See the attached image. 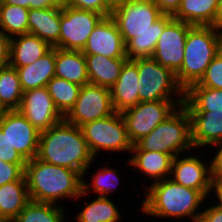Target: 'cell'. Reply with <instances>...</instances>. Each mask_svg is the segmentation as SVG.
<instances>
[{
    "instance_id": "cell-1",
    "label": "cell",
    "mask_w": 222,
    "mask_h": 222,
    "mask_svg": "<svg viewBox=\"0 0 222 222\" xmlns=\"http://www.w3.org/2000/svg\"><path fill=\"white\" fill-rule=\"evenodd\" d=\"M126 45L128 60L152 57L164 27L173 19L150 0H129L110 15Z\"/></svg>"
},
{
    "instance_id": "cell-6",
    "label": "cell",
    "mask_w": 222,
    "mask_h": 222,
    "mask_svg": "<svg viewBox=\"0 0 222 222\" xmlns=\"http://www.w3.org/2000/svg\"><path fill=\"white\" fill-rule=\"evenodd\" d=\"M194 151L187 109L179 106L165 121L137 141L131 150L159 151L173 157Z\"/></svg>"
},
{
    "instance_id": "cell-44",
    "label": "cell",
    "mask_w": 222,
    "mask_h": 222,
    "mask_svg": "<svg viewBox=\"0 0 222 222\" xmlns=\"http://www.w3.org/2000/svg\"><path fill=\"white\" fill-rule=\"evenodd\" d=\"M212 193L215 194V203L222 208V183H213Z\"/></svg>"
},
{
    "instance_id": "cell-12",
    "label": "cell",
    "mask_w": 222,
    "mask_h": 222,
    "mask_svg": "<svg viewBox=\"0 0 222 222\" xmlns=\"http://www.w3.org/2000/svg\"><path fill=\"white\" fill-rule=\"evenodd\" d=\"M194 152L174 157L169 178L182 186L199 190L210 201L209 196H212L213 189L210 161L206 160L207 157L203 160V155L200 158V155H193Z\"/></svg>"
},
{
    "instance_id": "cell-20",
    "label": "cell",
    "mask_w": 222,
    "mask_h": 222,
    "mask_svg": "<svg viewBox=\"0 0 222 222\" xmlns=\"http://www.w3.org/2000/svg\"><path fill=\"white\" fill-rule=\"evenodd\" d=\"M56 48L52 47L46 54L30 65L15 67L23 92L46 87L55 76Z\"/></svg>"
},
{
    "instance_id": "cell-48",
    "label": "cell",
    "mask_w": 222,
    "mask_h": 222,
    "mask_svg": "<svg viewBox=\"0 0 222 222\" xmlns=\"http://www.w3.org/2000/svg\"><path fill=\"white\" fill-rule=\"evenodd\" d=\"M58 7L68 6V0H52Z\"/></svg>"
},
{
    "instance_id": "cell-37",
    "label": "cell",
    "mask_w": 222,
    "mask_h": 222,
    "mask_svg": "<svg viewBox=\"0 0 222 222\" xmlns=\"http://www.w3.org/2000/svg\"><path fill=\"white\" fill-rule=\"evenodd\" d=\"M26 164H12L0 160V186L19 180L25 174Z\"/></svg>"
},
{
    "instance_id": "cell-47",
    "label": "cell",
    "mask_w": 222,
    "mask_h": 222,
    "mask_svg": "<svg viewBox=\"0 0 222 222\" xmlns=\"http://www.w3.org/2000/svg\"><path fill=\"white\" fill-rule=\"evenodd\" d=\"M9 110L6 108V106L2 103L0 99V119L8 112Z\"/></svg>"
},
{
    "instance_id": "cell-2",
    "label": "cell",
    "mask_w": 222,
    "mask_h": 222,
    "mask_svg": "<svg viewBox=\"0 0 222 222\" xmlns=\"http://www.w3.org/2000/svg\"><path fill=\"white\" fill-rule=\"evenodd\" d=\"M36 158L52 165L76 170L82 175V179H85L95 160L81 127L65 119L40 132Z\"/></svg>"
},
{
    "instance_id": "cell-5",
    "label": "cell",
    "mask_w": 222,
    "mask_h": 222,
    "mask_svg": "<svg viewBox=\"0 0 222 222\" xmlns=\"http://www.w3.org/2000/svg\"><path fill=\"white\" fill-rule=\"evenodd\" d=\"M221 49L222 33L213 26H193L188 31L184 59L181 68L175 73L184 91L200 81Z\"/></svg>"
},
{
    "instance_id": "cell-39",
    "label": "cell",
    "mask_w": 222,
    "mask_h": 222,
    "mask_svg": "<svg viewBox=\"0 0 222 222\" xmlns=\"http://www.w3.org/2000/svg\"><path fill=\"white\" fill-rule=\"evenodd\" d=\"M214 205L209 204L206 208L202 209V213L197 222H222V208L219 207L215 201Z\"/></svg>"
},
{
    "instance_id": "cell-7",
    "label": "cell",
    "mask_w": 222,
    "mask_h": 222,
    "mask_svg": "<svg viewBox=\"0 0 222 222\" xmlns=\"http://www.w3.org/2000/svg\"><path fill=\"white\" fill-rule=\"evenodd\" d=\"M133 61L137 64L140 102L185 100V91L172 70L163 67L152 57Z\"/></svg>"
},
{
    "instance_id": "cell-28",
    "label": "cell",
    "mask_w": 222,
    "mask_h": 222,
    "mask_svg": "<svg viewBox=\"0 0 222 222\" xmlns=\"http://www.w3.org/2000/svg\"><path fill=\"white\" fill-rule=\"evenodd\" d=\"M187 111H222V89L191 85L185 91Z\"/></svg>"
},
{
    "instance_id": "cell-9",
    "label": "cell",
    "mask_w": 222,
    "mask_h": 222,
    "mask_svg": "<svg viewBox=\"0 0 222 222\" xmlns=\"http://www.w3.org/2000/svg\"><path fill=\"white\" fill-rule=\"evenodd\" d=\"M185 100H159L139 102L121 112L125 121L127 135L134 145L148 135L161 122L165 121Z\"/></svg>"
},
{
    "instance_id": "cell-43",
    "label": "cell",
    "mask_w": 222,
    "mask_h": 222,
    "mask_svg": "<svg viewBox=\"0 0 222 222\" xmlns=\"http://www.w3.org/2000/svg\"><path fill=\"white\" fill-rule=\"evenodd\" d=\"M212 26L222 33V0H219Z\"/></svg>"
},
{
    "instance_id": "cell-3",
    "label": "cell",
    "mask_w": 222,
    "mask_h": 222,
    "mask_svg": "<svg viewBox=\"0 0 222 222\" xmlns=\"http://www.w3.org/2000/svg\"><path fill=\"white\" fill-rule=\"evenodd\" d=\"M144 189L145 197L139 209L147 216L159 219L176 218L180 221L187 217L190 221L197 222L202 213L200 208L207 201L199 190L182 186L171 178L149 184L148 187L146 185Z\"/></svg>"
},
{
    "instance_id": "cell-19",
    "label": "cell",
    "mask_w": 222,
    "mask_h": 222,
    "mask_svg": "<svg viewBox=\"0 0 222 222\" xmlns=\"http://www.w3.org/2000/svg\"><path fill=\"white\" fill-rule=\"evenodd\" d=\"M131 157L128 159L131 167L151 180L152 184L169 178L171 174L174 157L159 151L131 150Z\"/></svg>"
},
{
    "instance_id": "cell-24",
    "label": "cell",
    "mask_w": 222,
    "mask_h": 222,
    "mask_svg": "<svg viewBox=\"0 0 222 222\" xmlns=\"http://www.w3.org/2000/svg\"><path fill=\"white\" fill-rule=\"evenodd\" d=\"M55 76L80 86L89 84L85 55L56 48Z\"/></svg>"
},
{
    "instance_id": "cell-27",
    "label": "cell",
    "mask_w": 222,
    "mask_h": 222,
    "mask_svg": "<svg viewBox=\"0 0 222 222\" xmlns=\"http://www.w3.org/2000/svg\"><path fill=\"white\" fill-rule=\"evenodd\" d=\"M82 210L78 211V222H120L122 212L110 197L97 196L90 202H84Z\"/></svg>"
},
{
    "instance_id": "cell-11",
    "label": "cell",
    "mask_w": 222,
    "mask_h": 222,
    "mask_svg": "<svg viewBox=\"0 0 222 222\" xmlns=\"http://www.w3.org/2000/svg\"><path fill=\"white\" fill-rule=\"evenodd\" d=\"M115 113L110 89L94 84L81 86L78 98L64 119L74 125H82Z\"/></svg>"
},
{
    "instance_id": "cell-26",
    "label": "cell",
    "mask_w": 222,
    "mask_h": 222,
    "mask_svg": "<svg viewBox=\"0 0 222 222\" xmlns=\"http://www.w3.org/2000/svg\"><path fill=\"white\" fill-rule=\"evenodd\" d=\"M218 3L219 0H181L172 17L192 26H212Z\"/></svg>"
},
{
    "instance_id": "cell-32",
    "label": "cell",
    "mask_w": 222,
    "mask_h": 222,
    "mask_svg": "<svg viewBox=\"0 0 222 222\" xmlns=\"http://www.w3.org/2000/svg\"><path fill=\"white\" fill-rule=\"evenodd\" d=\"M23 98L19 75L10 64L0 68V99L6 108L19 110Z\"/></svg>"
},
{
    "instance_id": "cell-35",
    "label": "cell",
    "mask_w": 222,
    "mask_h": 222,
    "mask_svg": "<svg viewBox=\"0 0 222 222\" xmlns=\"http://www.w3.org/2000/svg\"><path fill=\"white\" fill-rule=\"evenodd\" d=\"M68 6L93 11L104 17L110 16L112 12V8L106 3V0H68Z\"/></svg>"
},
{
    "instance_id": "cell-10",
    "label": "cell",
    "mask_w": 222,
    "mask_h": 222,
    "mask_svg": "<svg viewBox=\"0 0 222 222\" xmlns=\"http://www.w3.org/2000/svg\"><path fill=\"white\" fill-rule=\"evenodd\" d=\"M102 14L70 6L60 7L59 49L82 51Z\"/></svg>"
},
{
    "instance_id": "cell-36",
    "label": "cell",
    "mask_w": 222,
    "mask_h": 222,
    "mask_svg": "<svg viewBox=\"0 0 222 222\" xmlns=\"http://www.w3.org/2000/svg\"><path fill=\"white\" fill-rule=\"evenodd\" d=\"M0 160L12 164H27V161L10 144L6 134L0 130Z\"/></svg>"
},
{
    "instance_id": "cell-38",
    "label": "cell",
    "mask_w": 222,
    "mask_h": 222,
    "mask_svg": "<svg viewBox=\"0 0 222 222\" xmlns=\"http://www.w3.org/2000/svg\"><path fill=\"white\" fill-rule=\"evenodd\" d=\"M213 146L216 151L210 159L211 179L213 183H222V143Z\"/></svg>"
},
{
    "instance_id": "cell-42",
    "label": "cell",
    "mask_w": 222,
    "mask_h": 222,
    "mask_svg": "<svg viewBox=\"0 0 222 222\" xmlns=\"http://www.w3.org/2000/svg\"><path fill=\"white\" fill-rule=\"evenodd\" d=\"M30 9H45L50 7H58L52 0H29Z\"/></svg>"
},
{
    "instance_id": "cell-46",
    "label": "cell",
    "mask_w": 222,
    "mask_h": 222,
    "mask_svg": "<svg viewBox=\"0 0 222 222\" xmlns=\"http://www.w3.org/2000/svg\"><path fill=\"white\" fill-rule=\"evenodd\" d=\"M129 0H106V3L112 8H116L117 6L126 3Z\"/></svg>"
},
{
    "instance_id": "cell-18",
    "label": "cell",
    "mask_w": 222,
    "mask_h": 222,
    "mask_svg": "<svg viewBox=\"0 0 222 222\" xmlns=\"http://www.w3.org/2000/svg\"><path fill=\"white\" fill-rule=\"evenodd\" d=\"M137 86V64L133 60H127L121 69L118 80L110 88L112 105L115 112L121 113L140 102Z\"/></svg>"
},
{
    "instance_id": "cell-41",
    "label": "cell",
    "mask_w": 222,
    "mask_h": 222,
    "mask_svg": "<svg viewBox=\"0 0 222 222\" xmlns=\"http://www.w3.org/2000/svg\"><path fill=\"white\" fill-rule=\"evenodd\" d=\"M164 15L173 16L179 9L181 0H150Z\"/></svg>"
},
{
    "instance_id": "cell-25",
    "label": "cell",
    "mask_w": 222,
    "mask_h": 222,
    "mask_svg": "<svg viewBox=\"0 0 222 222\" xmlns=\"http://www.w3.org/2000/svg\"><path fill=\"white\" fill-rule=\"evenodd\" d=\"M29 201L25 174L0 186V222H11Z\"/></svg>"
},
{
    "instance_id": "cell-15",
    "label": "cell",
    "mask_w": 222,
    "mask_h": 222,
    "mask_svg": "<svg viewBox=\"0 0 222 222\" xmlns=\"http://www.w3.org/2000/svg\"><path fill=\"white\" fill-rule=\"evenodd\" d=\"M19 111L40 132L48 130L64 119L46 87L23 92Z\"/></svg>"
},
{
    "instance_id": "cell-14",
    "label": "cell",
    "mask_w": 222,
    "mask_h": 222,
    "mask_svg": "<svg viewBox=\"0 0 222 222\" xmlns=\"http://www.w3.org/2000/svg\"><path fill=\"white\" fill-rule=\"evenodd\" d=\"M0 130L6 134L10 144L26 161L36 157L40 131L19 110L8 111L0 119Z\"/></svg>"
},
{
    "instance_id": "cell-30",
    "label": "cell",
    "mask_w": 222,
    "mask_h": 222,
    "mask_svg": "<svg viewBox=\"0 0 222 222\" xmlns=\"http://www.w3.org/2000/svg\"><path fill=\"white\" fill-rule=\"evenodd\" d=\"M30 200L11 222H66L63 206Z\"/></svg>"
},
{
    "instance_id": "cell-8",
    "label": "cell",
    "mask_w": 222,
    "mask_h": 222,
    "mask_svg": "<svg viewBox=\"0 0 222 222\" xmlns=\"http://www.w3.org/2000/svg\"><path fill=\"white\" fill-rule=\"evenodd\" d=\"M81 130L94 158L104 151L107 154L131 153L133 144L128 138L125 121L119 112L88 122L81 126Z\"/></svg>"
},
{
    "instance_id": "cell-34",
    "label": "cell",
    "mask_w": 222,
    "mask_h": 222,
    "mask_svg": "<svg viewBox=\"0 0 222 222\" xmlns=\"http://www.w3.org/2000/svg\"><path fill=\"white\" fill-rule=\"evenodd\" d=\"M197 84L202 87L222 89V49L209 64L204 76Z\"/></svg>"
},
{
    "instance_id": "cell-45",
    "label": "cell",
    "mask_w": 222,
    "mask_h": 222,
    "mask_svg": "<svg viewBox=\"0 0 222 222\" xmlns=\"http://www.w3.org/2000/svg\"><path fill=\"white\" fill-rule=\"evenodd\" d=\"M0 4L18 5L30 9L29 0H0Z\"/></svg>"
},
{
    "instance_id": "cell-33",
    "label": "cell",
    "mask_w": 222,
    "mask_h": 222,
    "mask_svg": "<svg viewBox=\"0 0 222 222\" xmlns=\"http://www.w3.org/2000/svg\"><path fill=\"white\" fill-rule=\"evenodd\" d=\"M29 10L18 5L0 4V29L10 38L27 34Z\"/></svg>"
},
{
    "instance_id": "cell-13",
    "label": "cell",
    "mask_w": 222,
    "mask_h": 222,
    "mask_svg": "<svg viewBox=\"0 0 222 222\" xmlns=\"http://www.w3.org/2000/svg\"><path fill=\"white\" fill-rule=\"evenodd\" d=\"M193 26L174 18L164 27L158 38L152 58L163 67L176 73L184 59V47L188 31Z\"/></svg>"
},
{
    "instance_id": "cell-16",
    "label": "cell",
    "mask_w": 222,
    "mask_h": 222,
    "mask_svg": "<svg viewBox=\"0 0 222 222\" xmlns=\"http://www.w3.org/2000/svg\"><path fill=\"white\" fill-rule=\"evenodd\" d=\"M81 52L109 58L126 57V45L111 16L103 17L98 22Z\"/></svg>"
},
{
    "instance_id": "cell-40",
    "label": "cell",
    "mask_w": 222,
    "mask_h": 222,
    "mask_svg": "<svg viewBox=\"0 0 222 222\" xmlns=\"http://www.w3.org/2000/svg\"><path fill=\"white\" fill-rule=\"evenodd\" d=\"M10 37L0 29V68L10 63Z\"/></svg>"
},
{
    "instance_id": "cell-4",
    "label": "cell",
    "mask_w": 222,
    "mask_h": 222,
    "mask_svg": "<svg viewBox=\"0 0 222 222\" xmlns=\"http://www.w3.org/2000/svg\"><path fill=\"white\" fill-rule=\"evenodd\" d=\"M25 177L29 198L36 202L77 201L82 192V175L78 171L52 165L36 157L27 161Z\"/></svg>"
},
{
    "instance_id": "cell-23",
    "label": "cell",
    "mask_w": 222,
    "mask_h": 222,
    "mask_svg": "<svg viewBox=\"0 0 222 222\" xmlns=\"http://www.w3.org/2000/svg\"><path fill=\"white\" fill-rule=\"evenodd\" d=\"M52 47L38 36L27 33L10 39V65H30L46 54Z\"/></svg>"
},
{
    "instance_id": "cell-31",
    "label": "cell",
    "mask_w": 222,
    "mask_h": 222,
    "mask_svg": "<svg viewBox=\"0 0 222 222\" xmlns=\"http://www.w3.org/2000/svg\"><path fill=\"white\" fill-rule=\"evenodd\" d=\"M55 107L65 117L73 108L81 86L54 76L46 85Z\"/></svg>"
},
{
    "instance_id": "cell-22",
    "label": "cell",
    "mask_w": 222,
    "mask_h": 222,
    "mask_svg": "<svg viewBox=\"0 0 222 222\" xmlns=\"http://www.w3.org/2000/svg\"><path fill=\"white\" fill-rule=\"evenodd\" d=\"M89 83L110 89L118 80L127 57L109 58L99 54H84Z\"/></svg>"
},
{
    "instance_id": "cell-17",
    "label": "cell",
    "mask_w": 222,
    "mask_h": 222,
    "mask_svg": "<svg viewBox=\"0 0 222 222\" xmlns=\"http://www.w3.org/2000/svg\"><path fill=\"white\" fill-rule=\"evenodd\" d=\"M195 151L222 143V111H188ZM206 147V148H205Z\"/></svg>"
},
{
    "instance_id": "cell-29",
    "label": "cell",
    "mask_w": 222,
    "mask_h": 222,
    "mask_svg": "<svg viewBox=\"0 0 222 222\" xmlns=\"http://www.w3.org/2000/svg\"><path fill=\"white\" fill-rule=\"evenodd\" d=\"M108 166L102 165L101 168L96 169L94 171L96 173L92 174L93 176L90 175L89 180L92 182L89 183L82 179V192L78 197L79 199H77L78 201L82 202L80 200L82 197H89V192L90 194L95 193V196L110 197L109 194L116 191V188L121 184V178L115 168H112L110 165Z\"/></svg>"
},
{
    "instance_id": "cell-21",
    "label": "cell",
    "mask_w": 222,
    "mask_h": 222,
    "mask_svg": "<svg viewBox=\"0 0 222 222\" xmlns=\"http://www.w3.org/2000/svg\"><path fill=\"white\" fill-rule=\"evenodd\" d=\"M28 33L38 36L51 47L59 48L60 7L30 9Z\"/></svg>"
}]
</instances>
